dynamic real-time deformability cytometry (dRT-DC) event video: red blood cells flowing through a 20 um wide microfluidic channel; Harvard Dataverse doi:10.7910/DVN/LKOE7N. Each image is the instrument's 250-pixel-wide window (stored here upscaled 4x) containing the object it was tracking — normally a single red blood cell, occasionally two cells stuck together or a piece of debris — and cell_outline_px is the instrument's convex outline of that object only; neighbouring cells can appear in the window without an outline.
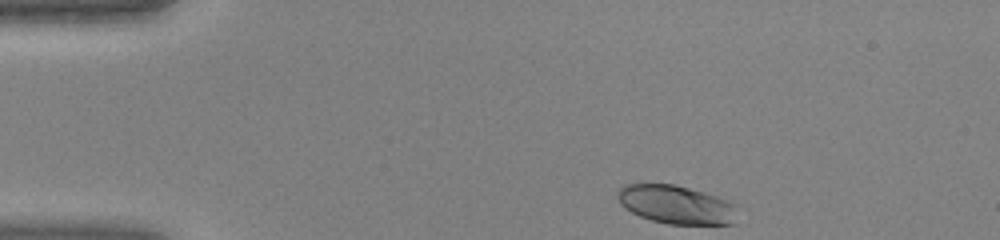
{"species": "human", "species_latin": "Homo sapiens", "temperature_condition": "warm", "stored_images_in_passage": 39, "camera_frame_rate_fps": 3000, "um_per_image_px": 0.085, "donor": {"sex": "female"}, "frame": {"image": 1, "passage_image": 1, "time_ms": 0.0, "image_size_px": [1000, 240], "cell_outline_px": [[736, 224], [668, 224], [652, 220], [640, 216], [624, 208], [620, 204], [616, 196], [616, 192], [624, 184], [672, 184], [704, 192], [728, 200], [732, 204]], "centroid_in_image_um": [57.41, 17.39], "position_along_channel_um": 27.6, "area_um2": 26.7}}
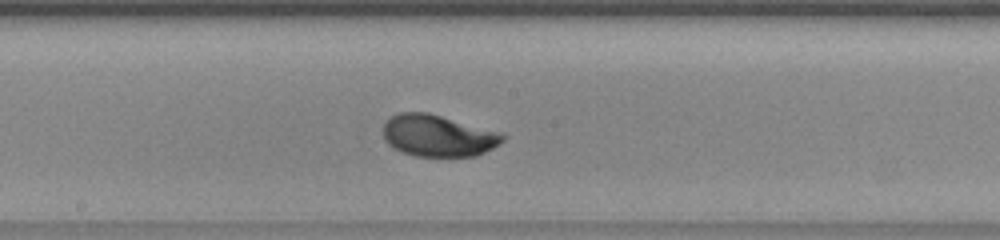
{"frame": {"image": 2, "passage_image": 18, "time_ms": 5.667, "image_size_px": [1000, 240], "cell_outline_px": [[508, 136], [500, 144], [476, 156], [416, 156], [404, 152], [388, 144], [384, 136], [384, 124], [392, 116], [400, 112], [428, 112], [504, 132]], "centroid_in_image_um": [37.31, 11.52], "position_along_channel_um": 210.9, "area_um2": 29.19}}
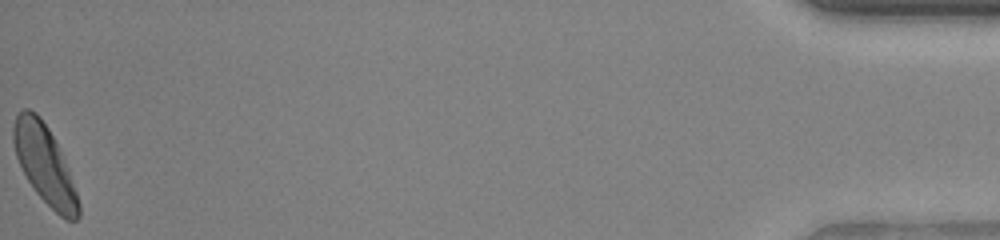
{"frame": {"image": 3, "passage_image": 39, "time_ms": 12.667, "image_size_px": [1000, 240], "cell_outline_px": [[80, 216], [76, 220], [68, 220], [60, 216], [36, 192], [28, 180], [16, 156], [12, 140], [12, 128], [16, 116], [24, 108], [28, 108], [36, 112], [40, 116], [48, 128], [68, 168], [80, 204]], "centroid_in_image_um": [3.78, 13.96], "position_along_channel_um": 431.4, "area_um2": 29.25}}